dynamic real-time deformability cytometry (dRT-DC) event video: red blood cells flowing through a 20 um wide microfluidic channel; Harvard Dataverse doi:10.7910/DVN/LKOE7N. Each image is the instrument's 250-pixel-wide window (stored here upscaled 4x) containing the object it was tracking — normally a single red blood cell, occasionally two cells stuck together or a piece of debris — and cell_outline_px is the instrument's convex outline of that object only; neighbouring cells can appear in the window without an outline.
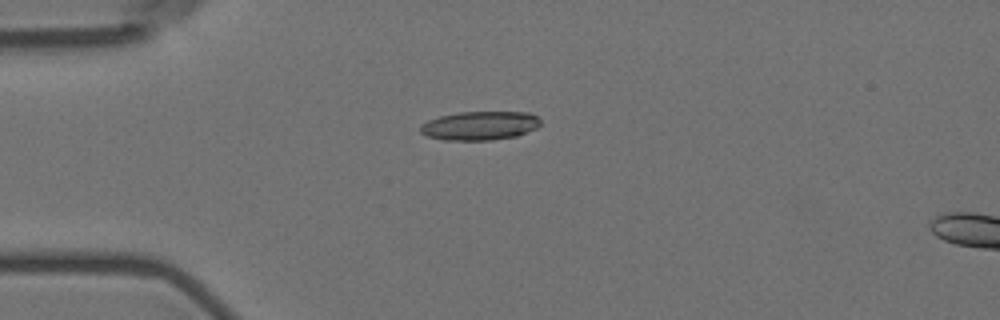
{"species": "Egyptian fruit bat (a non-hibernating species)", "species_latin": "Rousettus aegyptiacus", "temperature_condition": "room temperature", "stored_images_in_passage": 12, "camera_frame_rate_fps": 3000, "um_per_image_px": 0.085, "animal": {"sex": "female"}, "frame": {"image": 1, "passage_image": 3, "time_ms": 3.333, "image_size_px": [1000, 320], "cell_outline_px": [[540, 124], [536, 128], [516, 136], [492, 140], [444, 140], [428, 136], [420, 132], [420, 124], [428, 120], [440, 116], [460, 112], [528, 112], [536, 116], [540, 120]], "centroid_in_image_um": [40.77, 10.68], "position_along_channel_um": 44.2, "area_um2": 20.11}}
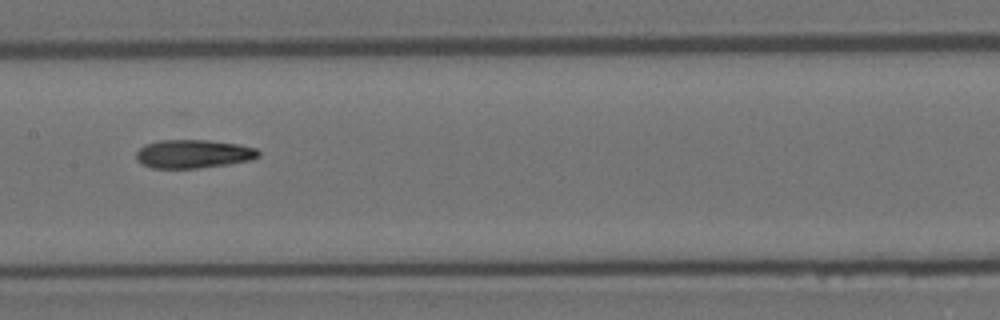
{"frame": {"image": 2, "passage_image": 7, "time_ms": 8.0, "image_size_px": [1000, 320], "cell_outline_px": [[260, 156], [252, 160], [228, 164], [196, 168], [152, 168], [136, 160], [136, 152], [144, 144], [160, 140], [208, 140], [236, 144], [256, 148], [260, 152]], "centroid_in_image_um": [16.43, 13.08], "position_along_channel_um": 191.0, "area_um2": 20.29}}
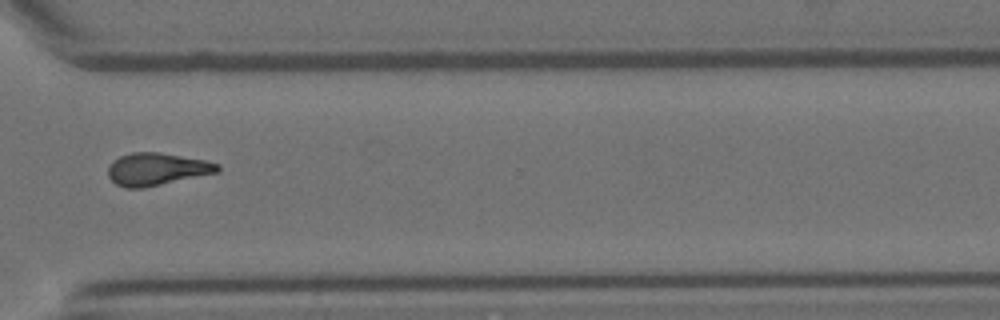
{"frame": {"image": 3, "passage_image": 11, "time_ms": 12.667, "image_size_px": [1000, 320], "cell_outline_px": [[220, 172], [144, 188], [124, 188], [116, 184], [108, 176], [108, 168], [112, 160], [120, 156], [132, 152], [160, 152], [204, 160], [220, 164]], "centroid_in_image_um": [13.33, 14.38], "position_along_channel_um": 357.3, "area_um2": 20.87}, "authors_computed_cell_mechanics": {"area_um2": 20.1144, "velocity_mm_per_s": 3.5825, "shape_relaxation_time_tau1_ms": null, "shape_relaxation_time_tau2_ms": 5.5626, "deformation_change_tau1": null, "deformation_change_tau2": 0.1374}}